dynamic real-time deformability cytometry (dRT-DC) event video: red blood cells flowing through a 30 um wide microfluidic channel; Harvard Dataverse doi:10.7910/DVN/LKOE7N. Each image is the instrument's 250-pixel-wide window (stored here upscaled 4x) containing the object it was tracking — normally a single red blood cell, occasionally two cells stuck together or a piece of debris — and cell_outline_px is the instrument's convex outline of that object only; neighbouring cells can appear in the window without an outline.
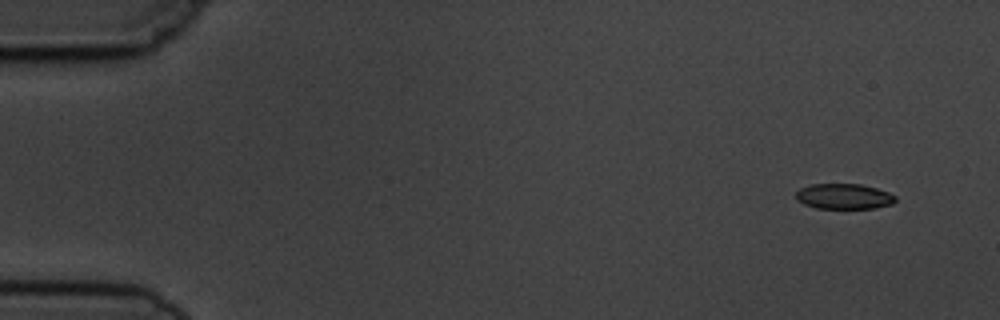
{"species": "common noctule bat (a hibernating species)", "species_latin": "Nyctalus noctula", "temperature_condition": "cold", "stored_images_in_passage": 4, "camera_frame_rate_fps": 3000, "um_per_image_px": 0.085, "animal": {"sex": "male", "body_mass_g": 19.5, "forearm_length_mm": 54.6}, "frame": {"image": 1, "passage_image": 1, "time_ms": 0.0, "image_size_px": [1000, 320], "cell_outline_px": [[896, 200], [892, 204], [876, 208], [816, 208], [804, 204], [796, 200], [796, 192], [800, 188], [812, 184], [860, 184], [876, 188], [888, 192], [896, 196]], "centroid_in_image_um": [71.73, 16.69], "position_along_channel_um": 13.3, "area_um2": 14.74}}